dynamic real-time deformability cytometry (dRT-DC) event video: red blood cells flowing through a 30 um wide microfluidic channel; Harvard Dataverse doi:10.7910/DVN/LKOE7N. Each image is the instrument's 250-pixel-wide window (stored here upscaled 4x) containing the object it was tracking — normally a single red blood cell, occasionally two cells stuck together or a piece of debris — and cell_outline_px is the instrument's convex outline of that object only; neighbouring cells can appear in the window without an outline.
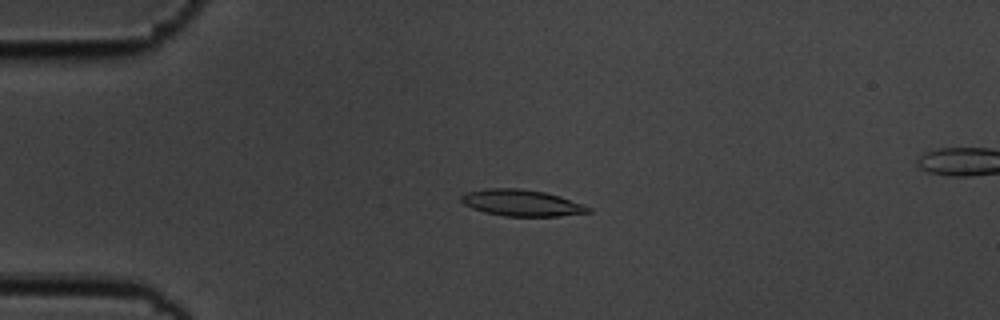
{"species": "common noctule bat (a hibernating species)", "species_latin": "Nyctalus noctula", "temperature_condition": "cold", "stored_images_in_passage": 56, "camera_frame_rate_fps": 3000, "um_per_image_px": 0.085, "animal": {"sex": "male", "body_mass_g": 19.5, "forearm_length_mm": 54.6}, "frame": {"image": 1, "passage_image": 14, "time_ms": 4.333, "image_size_px": [1000, 320], "cell_outline_px": [[592, 212], [560, 216], [504, 216], [484, 212], [472, 208], [464, 204], [460, 200], [460, 196], [464, 192], [484, 188], [520, 188], [544, 192], [560, 196], [584, 204], [592, 208]], "centroid_in_image_um": [44.33, 17.24], "position_along_channel_um": 40.7, "area_um2": 19.83}}
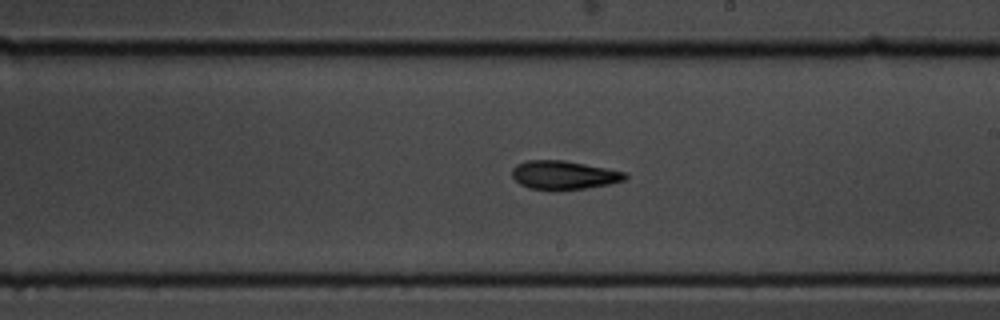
{"frame": {"image": 2, "passage_image": 33, "time_ms": 10.667, "image_size_px": [1000, 320], "cell_outline_px": [[628, 176], [624, 180], [608, 184], [588, 188], [528, 188], [520, 184], [512, 176], [512, 168], [516, 164], [524, 160], [564, 160], [628, 172]], "centroid_in_image_um": [47.93, 14.84], "position_along_channel_um": 241.1, "area_um2": 18.55}}
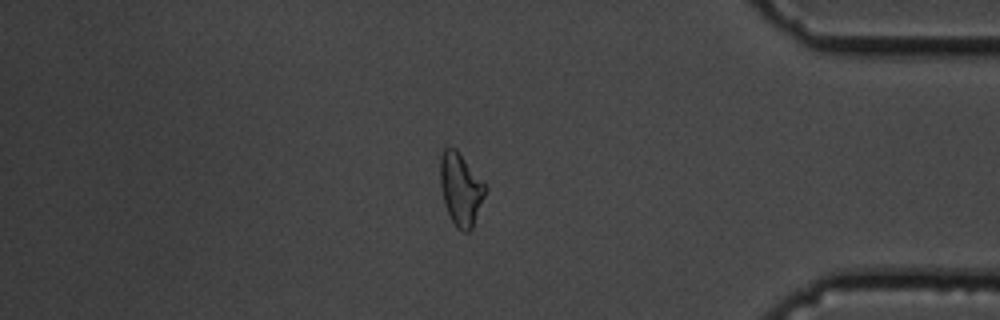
{"frame": {"image": 3, "passage_image": 48, "time_ms": 15.667, "image_size_px": [1000, 320], "cell_outline_px": [[488, 188], [472, 228], [468, 232], [464, 232], [456, 228], [444, 204], [440, 184], [440, 156], [444, 148], [456, 148]], "centroid_in_image_um": [39.16, 16.08], "position_along_channel_um": 396.0, "area_um2": 18.96}, "authors_computed_cell_mechanics": {"area_um2": 19.1029, "velocity_mm_per_s": 3.6365, "shape_relaxation_time_tau1_ms": 3.8848, "shape_relaxation_time_tau2_ms": 7.6167, "deformation_change_tau1": 0.1319, "deformation_change_tau2": 0.1442}}